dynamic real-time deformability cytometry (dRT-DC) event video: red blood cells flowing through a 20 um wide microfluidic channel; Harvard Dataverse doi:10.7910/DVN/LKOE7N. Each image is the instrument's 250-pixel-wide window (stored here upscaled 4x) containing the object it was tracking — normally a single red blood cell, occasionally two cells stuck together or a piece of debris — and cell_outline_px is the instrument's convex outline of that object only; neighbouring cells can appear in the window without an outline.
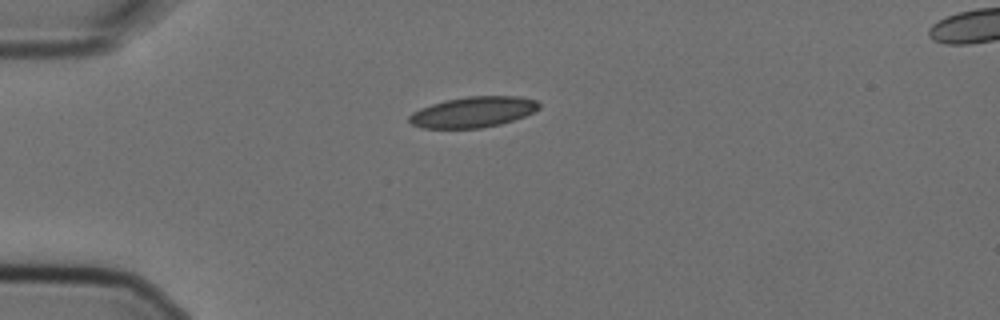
{"species": "Egyptian fruit bat (a non-hibernating species)", "species_latin": "Rousettus aegyptiacus", "temperature_condition": "cold", "stored_images_in_passage": 2, "camera_frame_rate_fps": 3000, "um_per_image_px": 0.085, "animal": {"sex": "female"}, "frame": {"image": 1, "passage_image": 2, "time_ms": 0.333, "image_size_px": [1000, 320], "cell_outline_px": [[540, 108], [524, 116], [500, 124], [480, 128], [420, 128], [412, 124], [408, 120], [408, 116], [412, 112], [420, 108], [444, 100], [468, 96], [516, 96], [536, 100], [540, 104]], "centroid_in_image_um": [40.18, 9.52], "position_along_channel_um": 44.8, "area_um2": 23.18}}